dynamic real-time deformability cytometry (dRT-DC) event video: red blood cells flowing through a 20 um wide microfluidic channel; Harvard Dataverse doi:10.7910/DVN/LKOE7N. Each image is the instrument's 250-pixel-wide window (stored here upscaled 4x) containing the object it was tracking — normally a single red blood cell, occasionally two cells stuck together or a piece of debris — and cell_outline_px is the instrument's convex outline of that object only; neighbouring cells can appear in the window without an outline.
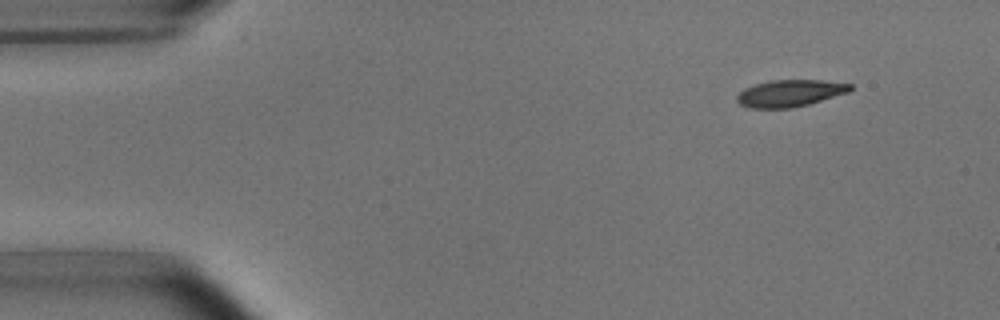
{"species": "common noctule bat (a hibernating species)", "species_latin": "Nyctalus noctula", "temperature_condition": "room temperature", "stored_images_in_passage": 3, "camera_frame_rate_fps": 3000, "um_per_image_px": 0.085, "animal": {"sex": "male", "body_mass_g": 15.6}, "frame": {"image": 1, "passage_image": 1, "time_ms": 0.0, "image_size_px": [1000, 320], "cell_outline_px": [[852, 88], [848, 92], [808, 104], [792, 108], [748, 108], [740, 104], [736, 100], [736, 96], [744, 88], [768, 80], [820, 80], [852, 84]], "centroid_in_image_um": [67.1, 7.92], "position_along_channel_um": 17.9, "area_um2": 17.69}}
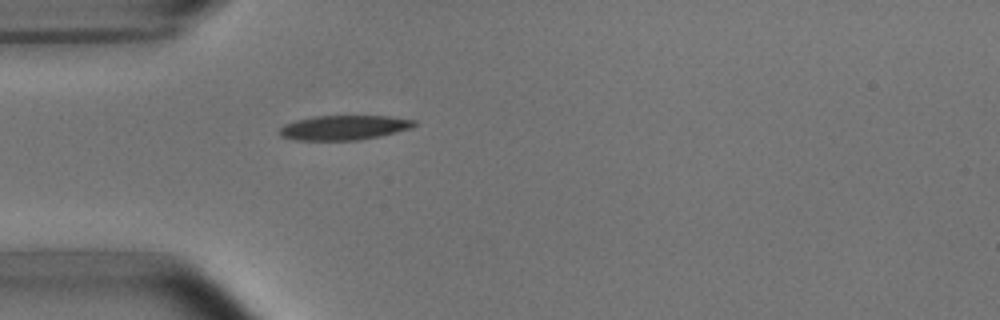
{"frame": {"image": 2, "passage_image": 3, "time_ms": 3.333, "image_size_px": [1000, 320], "cell_outline_px": [[416, 124], [412, 128], [380, 136], [360, 140], [296, 140], [280, 136], [280, 128], [284, 124], [296, 120], [316, 116], [388, 116], [416, 120]], "centroid_in_image_um": [29.25, 10.85], "position_along_channel_um": 55.7, "area_um2": 19.31}}